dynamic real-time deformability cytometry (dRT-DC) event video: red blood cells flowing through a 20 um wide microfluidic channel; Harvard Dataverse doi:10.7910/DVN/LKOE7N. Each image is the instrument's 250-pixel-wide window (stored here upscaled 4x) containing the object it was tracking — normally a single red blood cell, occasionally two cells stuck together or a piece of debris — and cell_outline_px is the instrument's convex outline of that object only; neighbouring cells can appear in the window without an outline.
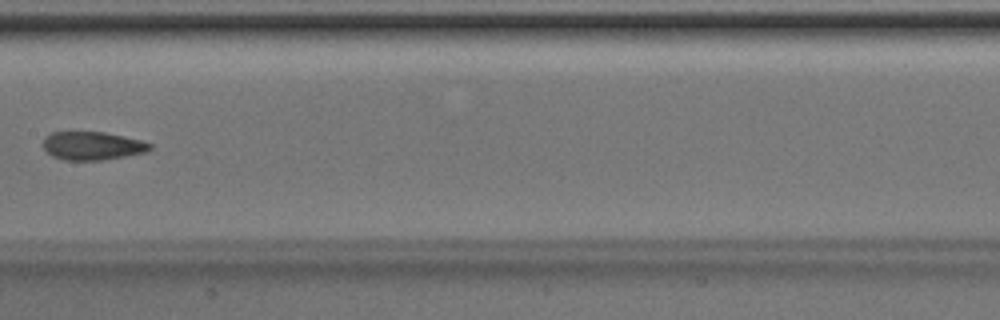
{"species": "Egyptian fruit bat (a non-hibernating species)", "species_latin": "Rousettus aegyptiacus", "temperature_condition": "room temperature", "stored_images_in_passage": 6, "camera_frame_rate_fps": 3000, "um_per_image_px": 0.085, "animal": {"sex": "male"}, "frame": {"image": 1, "passage_image": 6, "time_ms": 1.667, "image_size_px": [1000, 320], "cell_outline_px": [[152, 148], [144, 152], [124, 156], [100, 160], [64, 160], [52, 156], [44, 148], [44, 136], [52, 132], [104, 132], [140, 140], [152, 144]], "centroid_in_image_um": [7.82, 12.39], "position_along_channel_um": 199.6, "area_um2": 17.4}}